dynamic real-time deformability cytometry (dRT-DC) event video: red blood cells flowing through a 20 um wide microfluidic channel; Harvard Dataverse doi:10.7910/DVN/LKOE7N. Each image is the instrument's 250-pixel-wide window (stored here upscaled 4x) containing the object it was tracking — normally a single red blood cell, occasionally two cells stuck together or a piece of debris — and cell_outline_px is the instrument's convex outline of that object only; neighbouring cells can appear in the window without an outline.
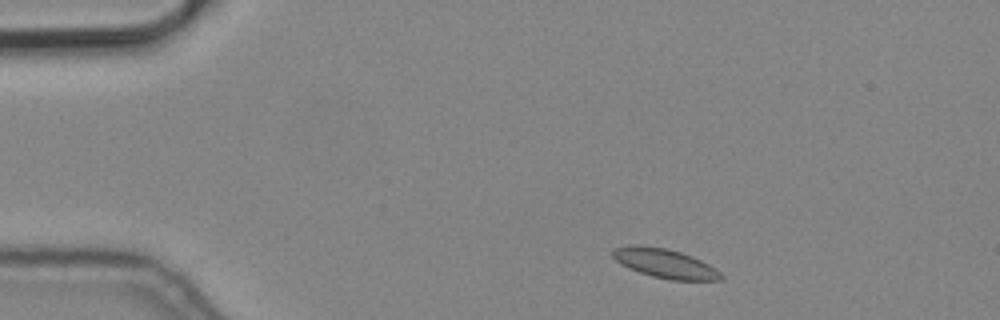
{"species": "common noctule bat (a hibernating species)", "species_latin": "Nyctalus noctula", "temperature_condition": "cold", "stored_images_in_passage": 2, "camera_frame_rate_fps": 3000, "um_per_image_px": 0.085, "animal": {"sex": "male", "body_mass_g": 19.2, "forearm_length_mm": 51.8}, "frame": {"image": 1, "passage_image": 1, "time_ms": 0.0, "image_size_px": [1000, 320], "cell_outline_px": [[724, 280], [672, 280], [652, 276], [628, 268], [620, 264], [612, 256], [612, 248], [636, 244], [640, 244], [668, 248], [692, 256], [716, 268], [724, 276]], "centroid_in_image_um": [56.51, 22.38], "position_along_channel_um": 28.5, "area_um2": 18.61}}